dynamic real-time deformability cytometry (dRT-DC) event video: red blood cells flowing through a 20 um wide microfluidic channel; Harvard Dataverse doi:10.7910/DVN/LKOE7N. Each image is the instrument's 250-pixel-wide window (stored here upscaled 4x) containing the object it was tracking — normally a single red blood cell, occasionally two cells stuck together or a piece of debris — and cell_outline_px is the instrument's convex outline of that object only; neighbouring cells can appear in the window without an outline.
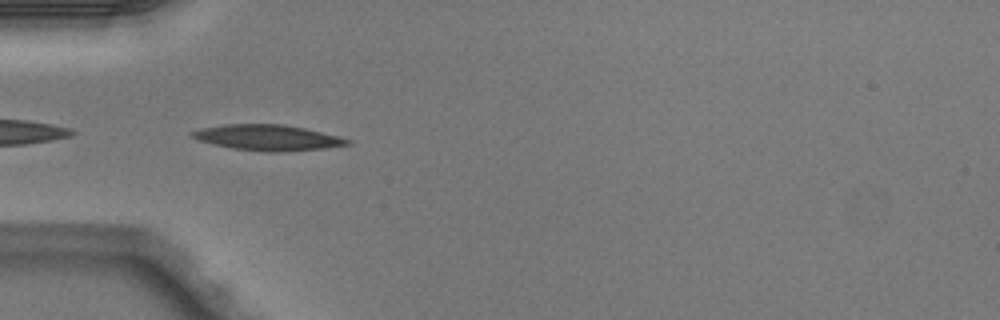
{"species": "Egyptian fruit bat (a non-hibernating species)", "species_latin": "Rousettus aegyptiacus", "temperature_condition": "warm", "stored_images_in_passage": 35, "camera_frame_rate_fps": 3000, "um_per_image_px": 0.085, "animal": {"sex": "male"}, "frame": {"image": 1, "passage_image": 1, "time_ms": 0.0, "image_size_px": [1000, 320], "cell_outline_px": [[352, 144], [324, 148], [280, 152], [268, 152], [232, 148], [200, 140], [192, 136], [192, 132], [204, 128], [224, 124], [284, 124], [304, 128], [340, 136], [352, 140]], "centroid_in_image_um": [22.85, 11.69], "position_along_channel_um": 62.1, "area_um2": 22.95}}
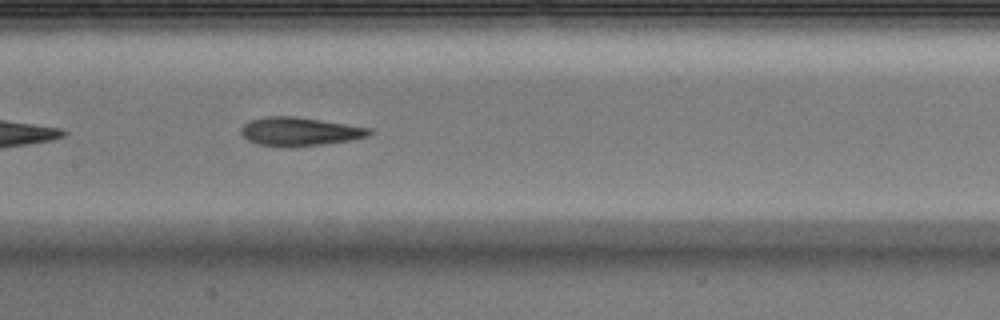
{"frame": {"image": 2, "passage_image": 10, "time_ms": 3.0, "image_size_px": [1000, 320], "cell_outline_px": [[372, 132], [368, 136], [348, 140], [320, 144], [256, 144], [248, 140], [240, 132], [240, 128], [248, 120], [264, 116], [296, 116], [372, 128]], "centroid_in_image_um": [25.45, 11.12], "position_along_channel_um": 181.9, "area_um2": 20.58}}
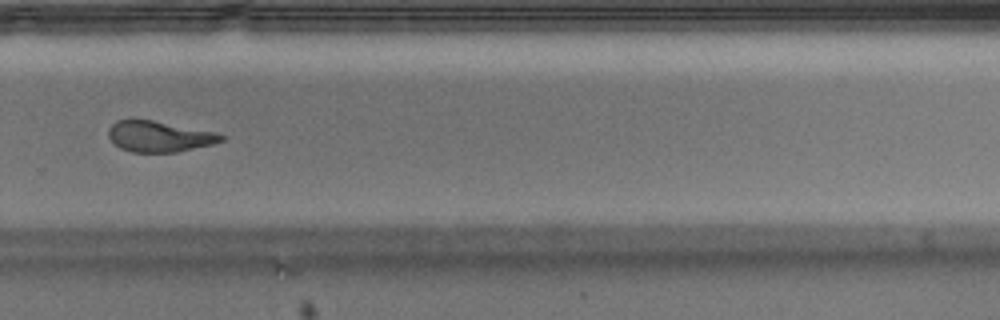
{"frame": {"image": 3, "passage_image": 20, "time_ms": 6.333, "image_size_px": [1000, 320], "cell_outline_px": [[224, 140], [212, 144], [176, 152], [132, 152], [120, 148], [108, 136], [108, 128], [116, 120], [132, 116], [216, 132], [224, 136]], "centroid_in_image_um": [13.47, 11.56], "position_along_channel_um": 316.3, "area_um2": 20.63}, "authors_computed_cell_mechanics": {"area_um2": 21.6172, "velocity_mm_per_s": 4.0423, "shape_relaxation_time_tau1_ms": 4.6262, "shape_relaxation_time_tau2_ms": 1.7821, "deformation_change_tau1": 0.1954, "deformation_change_tau2": 0.1157}}